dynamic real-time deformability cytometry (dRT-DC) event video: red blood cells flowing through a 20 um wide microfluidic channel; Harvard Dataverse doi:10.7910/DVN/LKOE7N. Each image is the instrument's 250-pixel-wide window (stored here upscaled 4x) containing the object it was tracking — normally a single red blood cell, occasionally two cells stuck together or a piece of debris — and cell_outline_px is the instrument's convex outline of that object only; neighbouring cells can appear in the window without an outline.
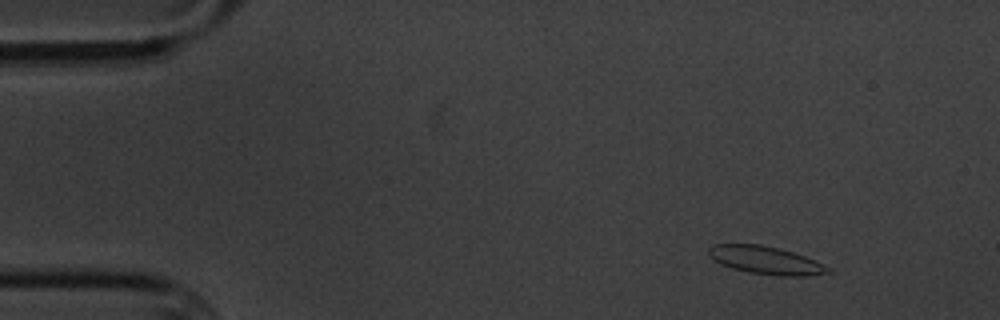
{"species": "common noctule bat (a hibernating species)", "species_latin": "Nyctalus noctula", "temperature_condition": "cold", "stored_images_in_passage": 4, "camera_frame_rate_fps": 3000, "um_per_image_px": 0.085, "animal": {"sex": "male", "body_mass_g": 20.1, "forearm_length_mm": 53.5}, "frame": {"image": 1, "passage_image": 1, "time_ms": 0.0, "image_size_px": [1000, 320], "cell_outline_px": [[832, 272], [804, 276], [780, 276], [748, 272], [732, 268], [720, 264], [708, 256], [708, 248], [712, 244], [760, 244], [792, 252], [804, 256], [832, 268]], "centroid_in_image_um": [65.06, 22.12], "position_along_channel_um": 19.9, "area_um2": 19.36}}
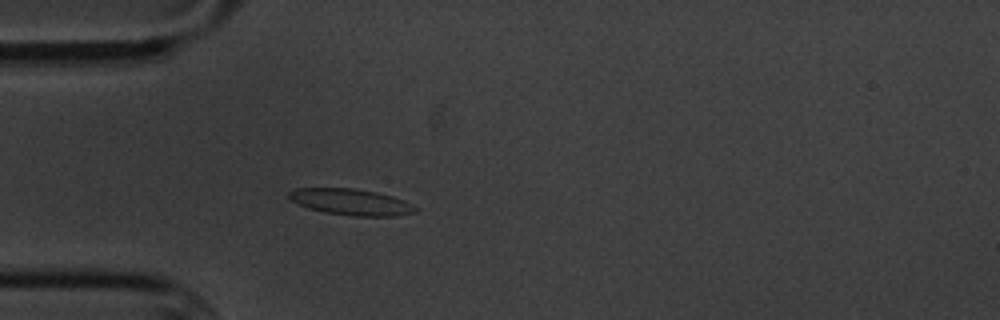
{"frame": {"image": 2, "passage_image": 4, "time_ms": 3.333, "image_size_px": [1000, 320], "cell_outline_px": [[420, 208], [416, 212], [392, 216], [352, 216], [324, 212], [308, 208], [292, 200], [288, 196], [288, 192], [296, 188], [352, 188], [376, 192], [392, 196], [404, 200]], "centroid_in_image_um": [29.87, 17.17], "position_along_channel_um": 55.1, "area_um2": 19.31}}